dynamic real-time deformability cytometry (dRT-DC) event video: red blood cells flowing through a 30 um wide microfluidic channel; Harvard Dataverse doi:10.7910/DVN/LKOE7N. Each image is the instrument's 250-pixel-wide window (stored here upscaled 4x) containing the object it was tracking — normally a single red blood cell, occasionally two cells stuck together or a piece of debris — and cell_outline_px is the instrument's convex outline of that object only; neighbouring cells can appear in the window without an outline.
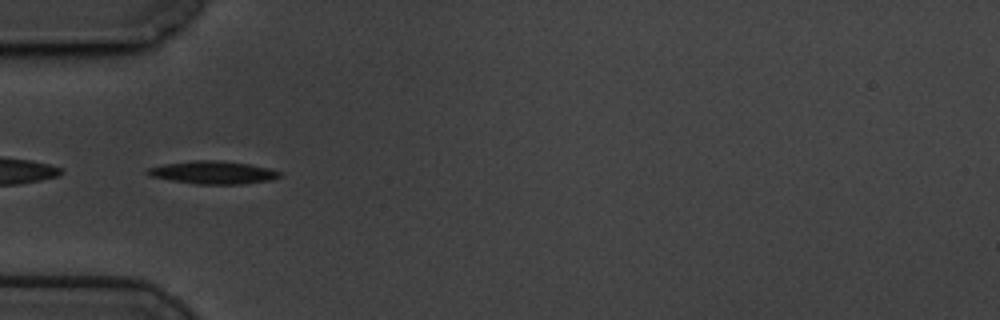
{"species": "common noctule bat (a hibernating species)", "species_latin": "Nyctalus noctula", "temperature_condition": "cold", "stored_images_in_passage": 47, "camera_frame_rate_fps": 3000, "um_per_image_px": 0.085, "animal": {"sex": "male", "body_mass_g": 19.5, "forearm_length_mm": 54.6}, "frame": {"image": 1, "passage_image": 7, "time_ms": 2.0, "image_size_px": [1000, 320], "cell_outline_px": [[280, 176], [272, 180], [244, 184], [196, 184], [148, 176], [144, 172], [148, 168], [164, 164], [192, 160], [220, 160], [248, 164], [268, 168], [280, 172]], "centroid_in_image_um": [18.07, 14.66], "position_along_channel_um": 66.9, "area_um2": 17.63}}
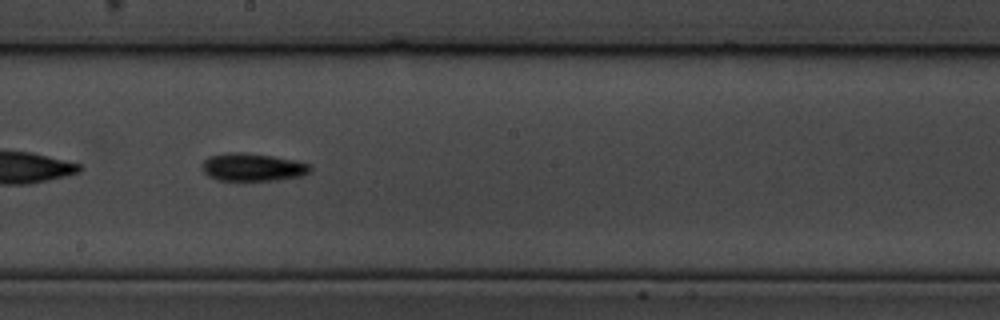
{"frame": {"image": 2, "passage_image": 21, "time_ms": 6.667, "image_size_px": [1000, 320], "cell_outline_px": [[312, 168], [308, 172], [300, 176], [280, 180], [216, 180], [208, 176], [204, 172], [200, 164], [208, 156], [228, 152], [244, 152], [272, 156], [292, 160], [308, 164]], "centroid_in_image_um": [21.4, 14.21], "position_along_channel_um": 226.8, "area_um2": 17.51}}
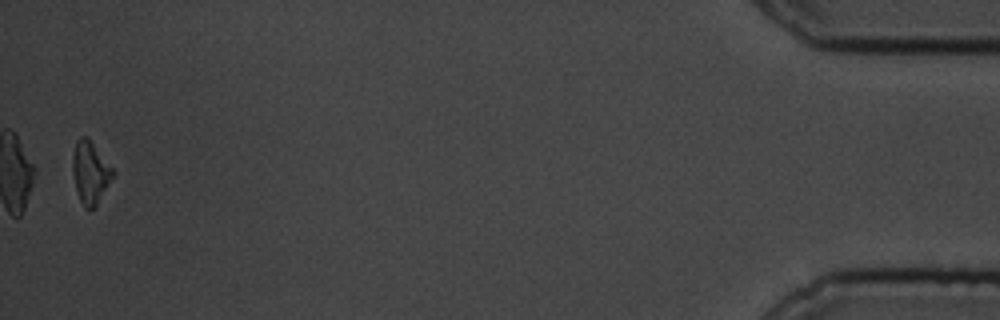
{"frame": {"image": 3, "passage_image": 46, "time_ms": 15.0, "image_size_px": [1000, 320], "cell_outline_px": [[116, 172], [96, 204], [92, 208], [84, 208], [80, 200], [76, 188], [72, 172], [72, 156], [76, 140], [80, 136], [88, 136]], "centroid_in_image_um": [7.66, 14.59], "position_along_channel_um": 427.5, "area_um2": 14.57}, "authors_computed_cell_mechanics": {"area_um2": 16.1262, "velocity_mm_per_s": 3.4395, "shape_relaxation_time_tau1_ms": 2.8671, "shape_relaxation_time_tau2_ms": null, "deformation_change_tau1": 0.1475, "deformation_change_tau2": null}}